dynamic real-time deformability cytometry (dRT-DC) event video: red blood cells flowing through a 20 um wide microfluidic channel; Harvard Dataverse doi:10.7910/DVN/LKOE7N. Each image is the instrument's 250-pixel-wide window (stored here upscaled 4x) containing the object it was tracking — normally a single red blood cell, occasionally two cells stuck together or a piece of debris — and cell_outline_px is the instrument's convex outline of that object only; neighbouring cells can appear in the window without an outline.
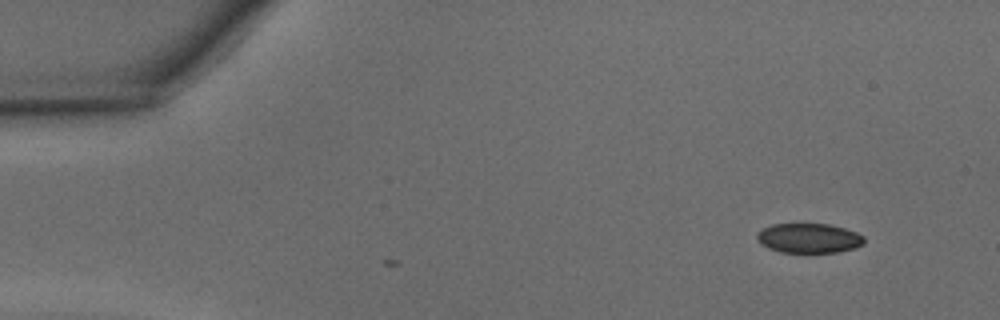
{"species": "common noctule bat (a hibernating species)", "species_latin": "Nyctalus noctula", "temperature_condition": "warm", "stored_images_in_passage": 3, "camera_frame_rate_fps": 3000, "um_per_image_px": 0.085, "animal": {"sex": "male", "body_mass_g": 15.6}, "frame": {"image": 1, "passage_image": 3, "time_ms": 0.667, "image_size_px": [1000, 320], "cell_outline_px": [[864, 244], [856, 248], [840, 252], [780, 252], [768, 248], [760, 244], [756, 236], [756, 232], [772, 224], [828, 224], [844, 228], [856, 232], [864, 236]], "centroid_in_image_um": [68.76, 20.25], "position_along_channel_um": 16.2, "area_um2": 18.61}}